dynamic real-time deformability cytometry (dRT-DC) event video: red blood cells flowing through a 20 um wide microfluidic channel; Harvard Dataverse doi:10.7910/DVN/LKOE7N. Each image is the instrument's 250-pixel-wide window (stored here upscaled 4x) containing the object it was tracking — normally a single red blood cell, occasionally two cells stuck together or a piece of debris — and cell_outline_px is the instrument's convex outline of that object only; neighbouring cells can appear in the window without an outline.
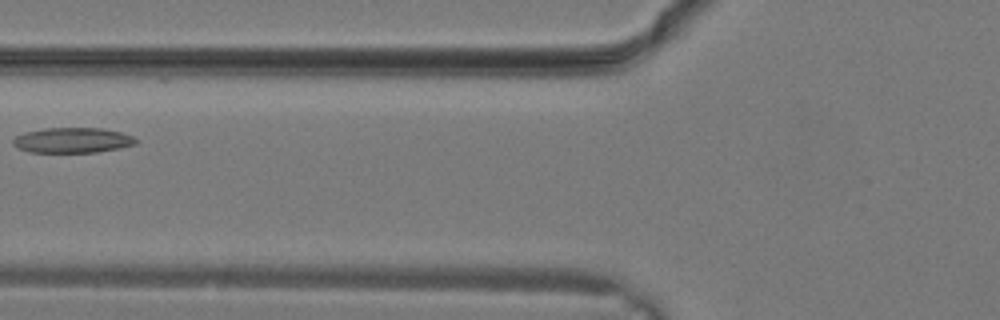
{"species": "common noctule bat (a hibernating species)", "species_latin": "Nyctalus noctula", "temperature_condition": "warm", "stored_images_in_passage": 13, "camera_frame_rate_fps": 3000, "um_per_image_px": 0.085, "animal": {"sex": "male", "body_mass_g": 19.2, "forearm_length_mm": 51.8}, "frame": {"image": 1, "passage_image": 3, "time_ms": 0.667, "image_size_px": [1000, 320], "cell_outline_px": [[140, 140], [136, 144], [120, 148], [96, 152], [28, 152], [16, 148], [12, 144], [12, 140], [16, 136], [24, 132], [44, 128], [104, 128], [120, 132], [132, 136]], "centroid_in_image_um": [6.15, 11.92], "position_along_channel_um": 119.6, "area_um2": 18.26}}
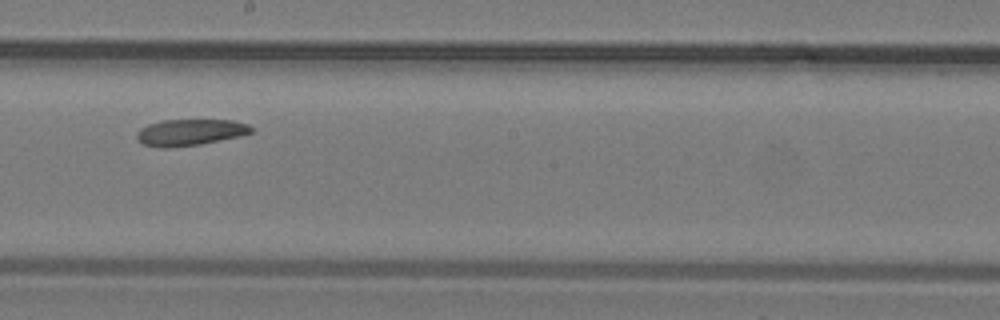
{"frame": {"image": 2, "passage_image": 8, "time_ms": 2.333, "image_size_px": [1000, 320], "cell_outline_px": [[252, 132], [240, 136], [200, 144], [168, 148], [160, 148], [144, 144], [136, 136], [136, 132], [140, 128], [148, 124], [164, 120], [232, 120], [248, 124], [252, 128]], "centroid_in_image_um": [16.14, 11.24], "position_along_channel_um": 232.1, "area_um2": 17.51}}
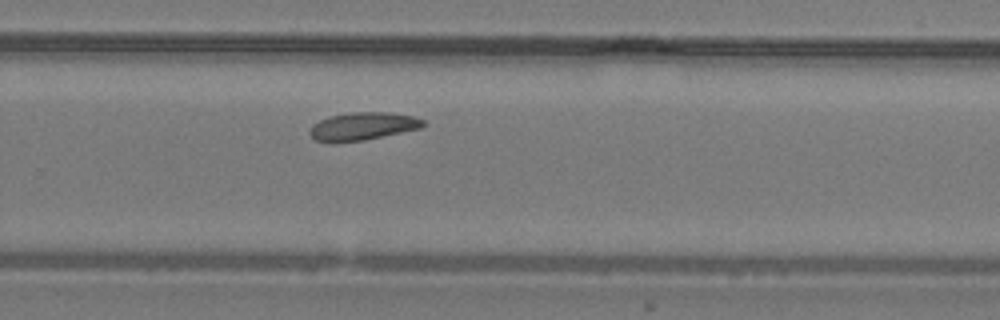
{"frame": {"image": 3, "passage_image": 11, "time_ms": 3.333, "image_size_px": [1000, 320], "cell_outline_px": [[424, 124], [420, 128], [364, 140], [332, 144], [316, 140], [308, 132], [312, 124], [328, 116], [352, 112], [388, 112], [416, 116], [424, 120]], "centroid_in_image_um": [30.79, 10.74], "position_along_channel_um": 299.0, "area_um2": 18.61}}